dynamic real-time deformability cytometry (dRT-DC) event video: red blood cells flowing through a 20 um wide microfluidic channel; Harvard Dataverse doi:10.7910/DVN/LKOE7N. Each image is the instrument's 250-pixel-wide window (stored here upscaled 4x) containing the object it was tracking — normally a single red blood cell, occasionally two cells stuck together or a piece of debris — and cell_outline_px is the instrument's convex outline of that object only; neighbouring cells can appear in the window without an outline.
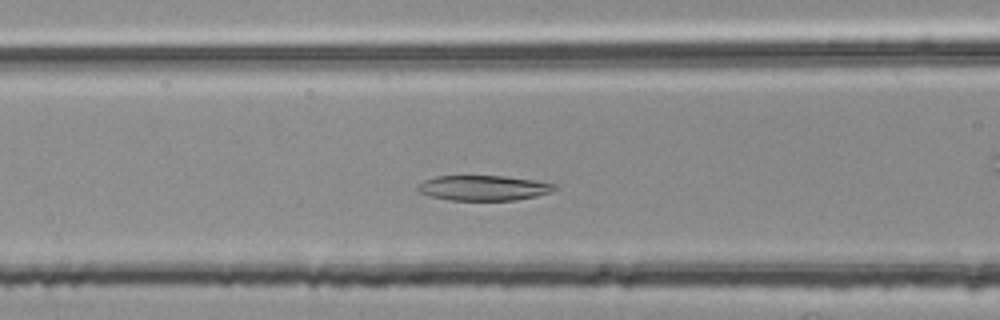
{"species": "common noctule bat (a hibernating species)", "species_latin": "Nyctalus noctula", "temperature_condition": "room temperature", "stored_images_in_passage": 47, "camera_frame_rate_fps": 3000, "um_per_image_px": 0.085, "animal": {"sex": "female", "body_mass_g": 25.1}, "frame": {"image": 1, "passage_image": 18, "time_ms": 5.667, "image_size_px": [1000, 320], "cell_outline_px": [[556, 188], [548, 192], [536, 196], [516, 200], [448, 200], [432, 196], [420, 192], [416, 188], [424, 180], [436, 176], [504, 176], [532, 180], [556, 184]], "centroid_in_image_um": [41.08, 15.97], "position_along_channel_um": 125.5, "area_um2": 19.77}}
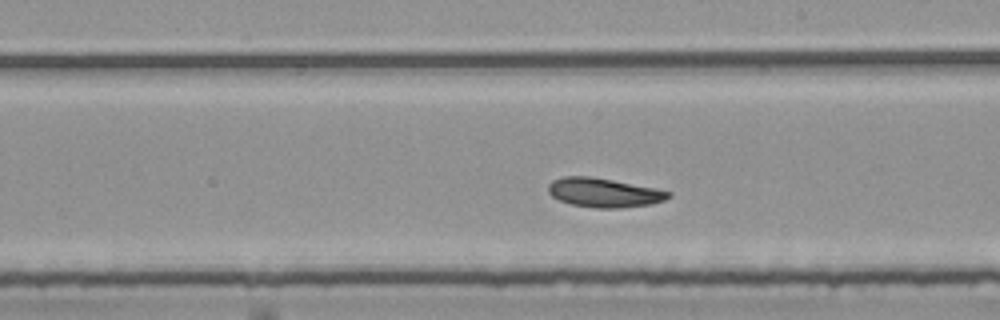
{"frame": {"image": 2, "passage_image": 27, "time_ms": 8.667, "image_size_px": [1000, 320], "cell_outline_px": [[672, 196], [664, 200], [652, 204], [620, 208], [596, 208], [572, 204], [560, 200], [552, 196], [548, 192], [548, 184], [552, 180], [560, 176], [592, 176], [656, 188], [672, 192]], "centroid_in_image_um": [51.34, 16.36], "position_along_channel_um": 237.7, "area_um2": 20.58}}
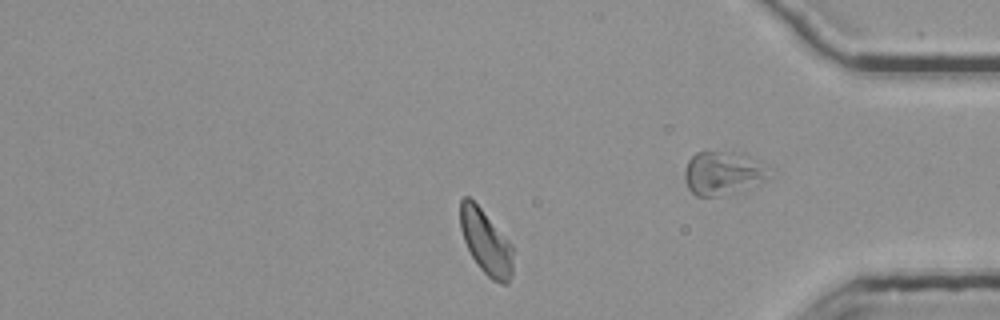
{"frame": {"image": 3, "passage_image": 42, "time_ms": 13.667, "image_size_px": [1000, 320], "cell_outline_px": [[512, 272], [508, 284], [500, 284], [492, 280], [480, 268], [472, 256], [464, 240], [460, 228], [460, 200], [464, 196], [468, 196], [480, 208], [512, 244]], "centroid_in_image_um": [41.3, 20.59], "position_along_channel_um": 393.9, "area_um2": 19.59}, "authors_computed_cell_mechanics": {"area_um2": 20.4612, "velocity_mm_per_s": 3.7501, "shape_relaxation_time_tau1_ms": 8.9702, "shape_relaxation_time_tau2_ms": 10.6005, "deformation_change_tau1": 0.1515, "deformation_change_tau2": 0.1913}}